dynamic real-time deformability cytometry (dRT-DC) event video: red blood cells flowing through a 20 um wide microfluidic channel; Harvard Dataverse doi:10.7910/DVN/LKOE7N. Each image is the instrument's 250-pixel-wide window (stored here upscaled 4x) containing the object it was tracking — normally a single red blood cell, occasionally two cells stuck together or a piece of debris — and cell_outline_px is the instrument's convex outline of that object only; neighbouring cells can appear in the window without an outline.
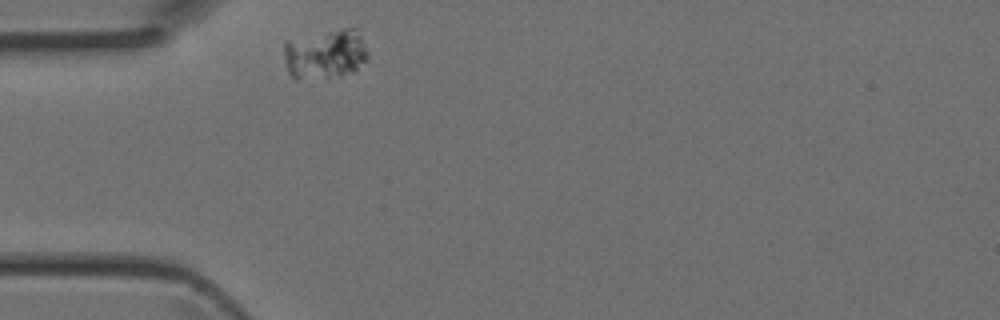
{"species": "Egyptian fruit bat (a non-hibernating species)", "species_latin": "Rousettus aegyptiacus", "temperature_condition": "room temperature", "stored_images_in_passage": 35, "camera_frame_rate_fps": 3000, "um_per_image_px": 0.085, "animal": {"sex": "female"}, "frame": {"image": 1, "passage_image": 1, "time_ms": 0.0, "image_size_px": [1000, 320], "cell_outline_px": [[368, 56], [352, 72], [340, 76], [296, 80], [288, 72], [284, 60], [284, 40], [344, 28], [360, 28], [368, 52]], "centroid_in_image_um": [27.64, 4.58], "position_along_channel_um": 57.4, "area_um2": 24.62}}
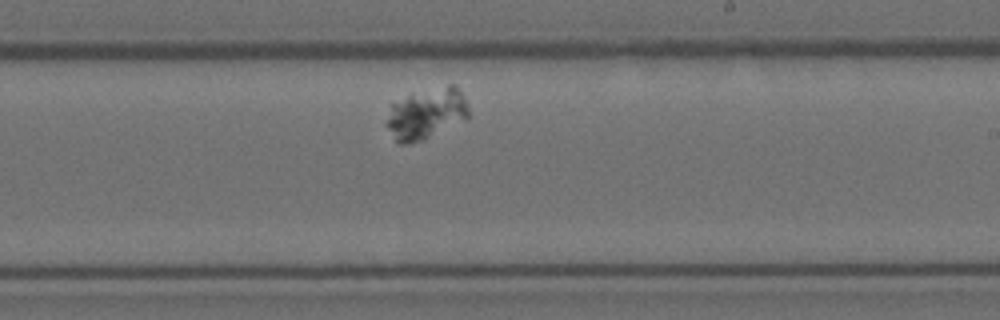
{"frame": {"image": 2, "passage_image": 16, "time_ms": 5.0, "image_size_px": [1000, 320], "cell_outline_px": [[468, 120], [424, 140], [408, 144], [396, 144], [384, 124], [384, 120], [392, 104], [408, 96], [448, 84], [456, 84], [464, 96], [468, 108]], "centroid_in_image_um": [36.24, 9.71], "position_along_channel_um": 252.8, "area_um2": 24.8}}
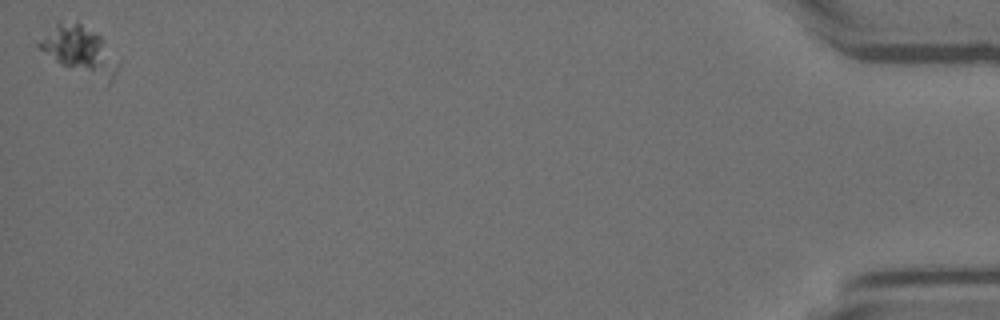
{"frame": {"image": 3, "passage_image": 35, "time_ms": 11.333, "image_size_px": [1000, 320], "cell_outline_px": [[116, 72], [112, 80], [108, 84], [60, 64], [40, 48], [36, 44], [56, 20], [60, 20], [80, 24], [100, 36], [104, 40], [116, 68]], "centroid_in_image_um": [6.7, 4.26], "position_along_channel_um": 428.5, "area_um2": 21.15}}